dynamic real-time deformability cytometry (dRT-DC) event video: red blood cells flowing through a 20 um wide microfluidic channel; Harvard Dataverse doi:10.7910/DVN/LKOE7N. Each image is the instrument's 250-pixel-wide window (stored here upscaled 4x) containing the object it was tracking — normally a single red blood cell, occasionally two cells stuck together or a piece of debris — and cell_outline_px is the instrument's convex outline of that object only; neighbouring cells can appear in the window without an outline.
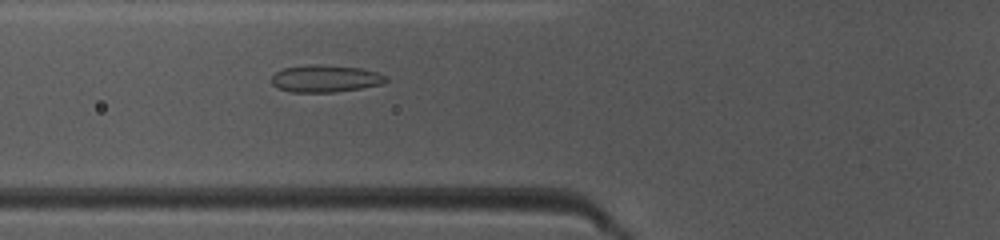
{"species": "common noctule bat (a hibernating species)", "species_latin": "Nyctalus noctula", "temperature_condition": "warm", "stored_images_in_passage": 46, "camera_frame_rate_fps": 3000, "um_per_image_px": 0.085, "animal": {"sex": "female", "body_mass_g": 10.0, "forearm_length_mm": 53.1}, "frame": {"image": 1, "passage_image": 16, "time_ms": 5.0, "image_size_px": [1000, 240], "cell_outline_px": [[388, 80], [384, 84], [360, 88], [332, 92], [292, 92], [276, 88], [272, 84], [272, 76], [276, 72], [284, 68], [360, 68], [376, 72], [384, 76]], "centroid_in_image_um": [27.67, 6.75], "position_along_channel_um": 98.1, "area_um2": 16.82}}
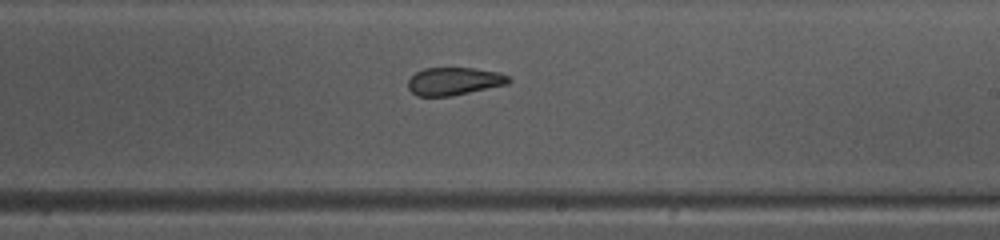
{"frame": {"image": 2, "passage_image": 27, "time_ms": 8.667, "image_size_px": [1000, 240], "cell_outline_px": [[512, 80], [508, 84], [452, 96], [416, 96], [408, 88], [408, 80], [416, 72], [424, 68], [476, 68], [500, 72], [508, 76]], "centroid_in_image_um": [38.61, 6.9], "position_along_channel_um": 250.4, "area_um2": 16.42}}
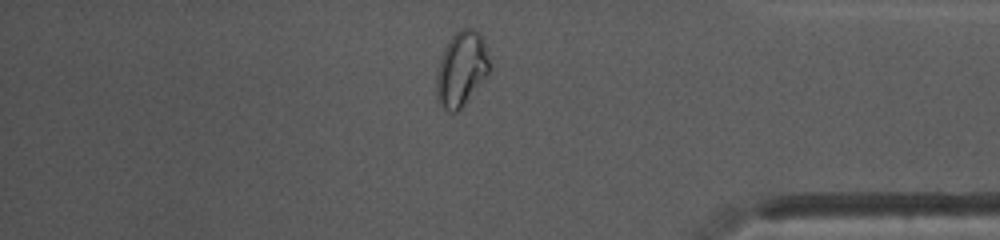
{"frame": {"image": 3, "passage_image": 39, "time_ms": 12.667, "image_size_px": [1000, 240], "cell_outline_px": [[492, 68], [464, 104], [456, 112], [448, 112], [436, 100], [436, 76], [440, 56], [448, 40], [460, 28], [472, 28], [480, 32], [484, 40], [492, 64]], "centroid_in_image_um": [39.23, 5.82], "position_along_channel_um": 396.0, "area_um2": 23.47}, "authors_computed_cell_mechanics": {"area_um2": 19.0162, "velocity_mm_per_s": 4.1309, "shape_relaxation_time_tau1_ms": null, "shape_relaxation_time_tau2_ms": 1.8573, "deformation_change_tau1": null, "deformation_change_tau2": 0.0866}}